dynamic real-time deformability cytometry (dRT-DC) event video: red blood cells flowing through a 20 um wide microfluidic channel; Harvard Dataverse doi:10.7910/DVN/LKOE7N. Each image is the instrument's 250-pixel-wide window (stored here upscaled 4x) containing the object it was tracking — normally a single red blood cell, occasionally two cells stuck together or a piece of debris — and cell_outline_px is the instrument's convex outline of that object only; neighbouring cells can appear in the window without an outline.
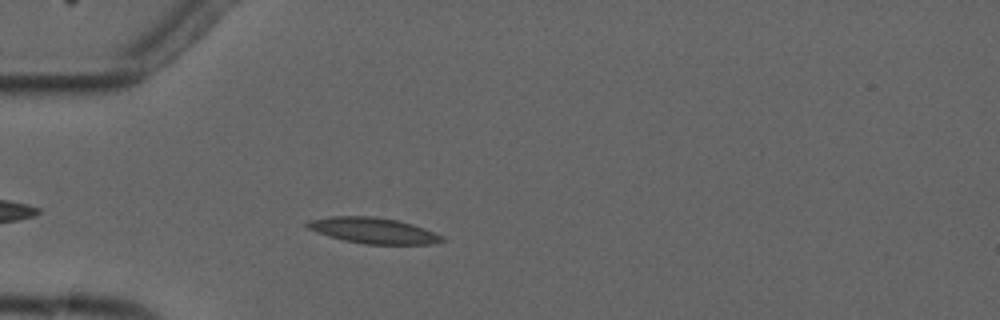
{"species": "common noctule bat (a hibernating species)", "species_latin": "Nyctalus noctula", "temperature_condition": "cold", "stored_images_in_passage": 3, "camera_frame_rate_fps": 3000, "um_per_image_px": 0.085, "animal": {"sex": "male", "forearm_length_mm": 52.5}, "frame": {"image": 1, "passage_image": 3, "time_ms": 2.333, "image_size_px": [1000, 320], "cell_outline_px": [[444, 240], [436, 244], [364, 244], [344, 240], [328, 236], [316, 232], [308, 228], [304, 224], [308, 220], [332, 216], [372, 216], [400, 220], [424, 228], [440, 236]], "centroid_in_image_um": [31.69, 19.59], "position_along_channel_um": 53.3, "area_um2": 20.23}}